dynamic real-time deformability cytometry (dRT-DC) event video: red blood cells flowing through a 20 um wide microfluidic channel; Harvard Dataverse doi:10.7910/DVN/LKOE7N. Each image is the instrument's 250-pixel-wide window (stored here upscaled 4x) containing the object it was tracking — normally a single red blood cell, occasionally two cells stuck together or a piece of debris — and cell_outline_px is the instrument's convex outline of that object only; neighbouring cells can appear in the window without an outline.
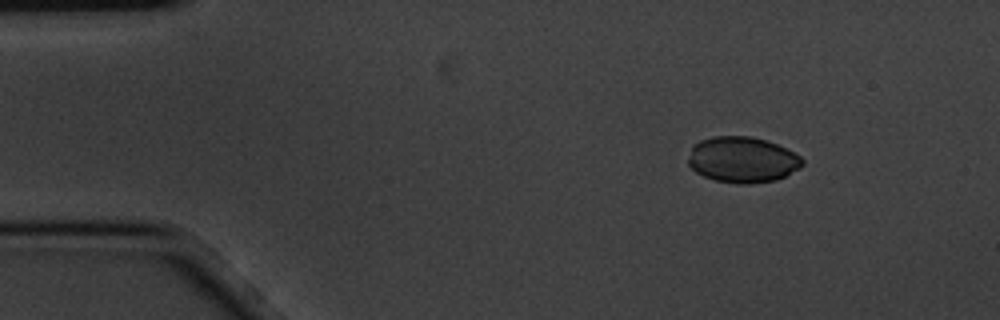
{"species": "common noctule bat (a hibernating species)", "species_latin": "Nyctalus noctula", "temperature_condition": "cold", "stored_images_in_passage": 4, "camera_frame_rate_fps": 3000, "um_per_image_px": 0.085, "animal": {"sex": "male", "body_mass_g": 20.1, "forearm_length_mm": 53.5}, "frame": {"image": 1, "passage_image": 2, "time_ms": 0.333, "image_size_px": [1000, 320], "cell_outline_px": [[804, 164], [800, 168], [776, 180], [748, 184], [740, 184], [716, 180], [704, 176], [696, 172], [688, 164], [688, 160], [692, 144], [700, 140], [712, 136], [752, 136], [776, 144], [800, 156], [804, 160]], "centroid_in_image_um": [63.08, 13.57], "position_along_channel_um": 21.9, "area_um2": 30.46}}